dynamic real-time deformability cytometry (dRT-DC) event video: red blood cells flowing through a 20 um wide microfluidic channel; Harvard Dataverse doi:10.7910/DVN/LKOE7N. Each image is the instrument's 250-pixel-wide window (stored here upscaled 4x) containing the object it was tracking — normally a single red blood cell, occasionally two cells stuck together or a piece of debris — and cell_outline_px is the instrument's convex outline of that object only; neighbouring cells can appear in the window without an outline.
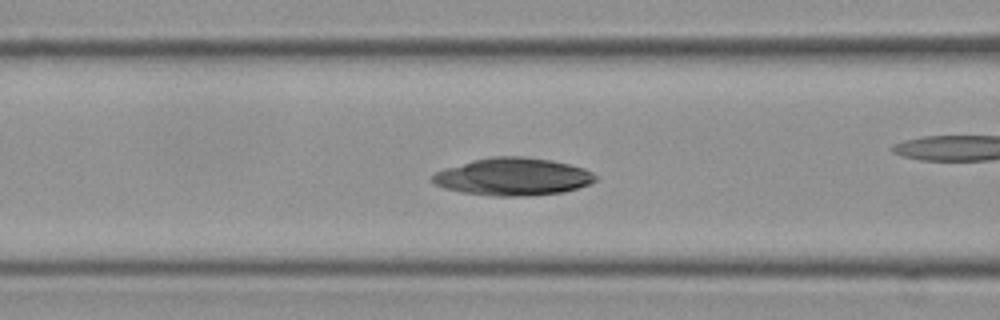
{"species": "Egyptian fruit bat (a non-hibernating species)", "species_latin": "Rousettus aegyptiacus", "temperature_condition": "cold", "stored_images_in_passage": 58, "camera_frame_rate_fps": 3000, "um_per_image_px": 0.085, "frame": {"image": 1, "passage_image": 23, "time_ms": 7.333, "image_size_px": [1000, 320], "cell_outline_px": [[600, 176], [596, 180], [588, 184], [564, 192], [528, 196], [492, 196], [460, 192], [444, 188], [428, 180], [436, 172], [444, 168], [472, 160], [492, 156], [524, 156], [552, 160], [584, 168]], "centroid_in_image_um": [43.58, 15.02], "position_along_channel_um": 123.0, "area_um2": 35.95}}
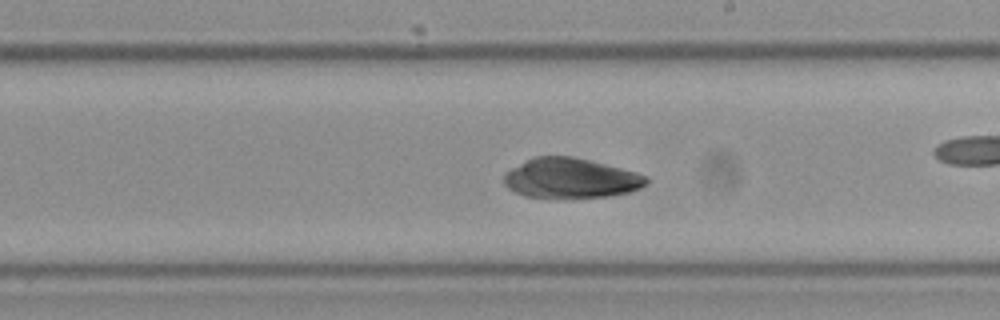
{"frame": {"image": 2, "passage_image": 33, "time_ms": 10.667, "image_size_px": [1000, 320], "cell_outline_px": [[648, 184], [632, 192], [608, 196], [564, 200], [560, 200], [524, 196], [508, 188], [504, 184], [504, 172], [532, 156], [572, 156], [636, 172], [648, 176]], "centroid_in_image_um": [48.49, 15.18], "position_along_channel_um": 240.5, "area_um2": 33.99}}
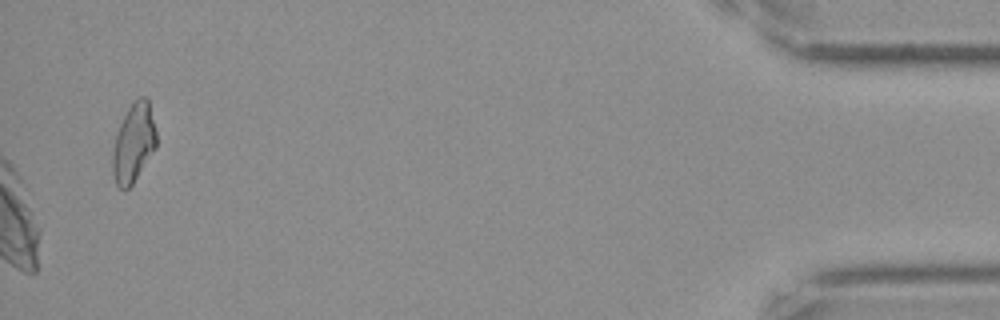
{"frame": {"image": 3, "passage_image": 58, "time_ms": 19.0, "image_size_px": [1000, 320], "cell_outline_px": [[156, 148], [132, 184], [124, 192], [116, 184], [112, 172], [112, 152], [116, 132], [128, 108], [140, 96], [144, 96], [148, 100], [156, 132]], "centroid_in_image_um": [11.34, 12.18], "position_along_channel_um": 423.9, "area_um2": 20.0}}